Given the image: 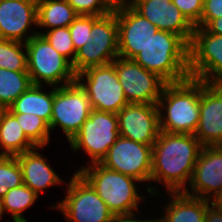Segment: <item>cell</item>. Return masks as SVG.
<instances>
[{
    "label": "cell",
    "instance_id": "1",
    "mask_svg": "<svg viewBox=\"0 0 222 222\" xmlns=\"http://www.w3.org/2000/svg\"><path fill=\"white\" fill-rule=\"evenodd\" d=\"M202 147L194 134L161 131L152 146L150 179V185H161H157L158 188L150 186L151 198L158 196L162 185L166 192H184L191 181Z\"/></svg>",
    "mask_w": 222,
    "mask_h": 222
},
{
    "label": "cell",
    "instance_id": "2",
    "mask_svg": "<svg viewBox=\"0 0 222 222\" xmlns=\"http://www.w3.org/2000/svg\"><path fill=\"white\" fill-rule=\"evenodd\" d=\"M201 80L166 83L158 100L160 129L167 133L195 134L200 118Z\"/></svg>",
    "mask_w": 222,
    "mask_h": 222
},
{
    "label": "cell",
    "instance_id": "3",
    "mask_svg": "<svg viewBox=\"0 0 222 222\" xmlns=\"http://www.w3.org/2000/svg\"><path fill=\"white\" fill-rule=\"evenodd\" d=\"M81 165L76 172L93 187L113 215L137 213L141 202H147L139 189L138 184L142 183L137 179L108 169L100 162Z\"/></svg>",
    "mask_w": 222,
    "mask_h": 222
},
{
    "label": "cell",
    "instance_id": "4",
    "mask_svg": "<svg viewBox=\"0 0 222 222\" xmlns=\"http://www.w3.org/2000/svg\"><path fill=\"white\" fill-rule=\"evenodd\" d=\"M133 60L166 83L181 82L189 75V45L178 35L158 30Z\"/></svg>",
    "mask_w": 222,
    "mask_h": 222
},
{
    "label": "cell",
    "instance_id": "5",
    "mask_svg": "<svg viewBox=\"0 0 222 222\" xmlns=\"http://www.w3.org/2000/svg\"><path fill=\"white\" fill-rule=\"evenodd\" d=\"M27 72L33 85L64 86L76 81L72 64L41 34L26 43Z\"/></svg>",
    "mask_w": 222,
    "mask_h": 222
},
{
    "label": "cell",
    "instance_id": "6",
    "mask_svg": "<svg viewBox=\"0 0 222 222\" xmlns=\"http://www.w3.org/2000/svg\"><path fill=\"white\" fill-rule=\"evenodd\" d=\"M117 57L118 24L115 7L104 16H92L88 42L77 50L72 68L77 75L87 68L110 64Z\"/></svg>",
    "mask_w": 222,
    "mask_h": 222
},
{
    "label": "cell",
    "instance_id": "7",
    "mask_svg": "<svg viewBox=\"0 0 222 222\" xmlns=\"http://www.w3.org/2000/svg\"><path fill=\"white\" fill-rule=\"evenodd\" d=\"M66 195L53 204L65 222H111L114 215L93 187L75 171L66 183Z\"/></svg>",
    "mask_w": 222,
    "mask_h": 222
},
{
    "label": "cell",
    "instance_id": "8",
    "mask_svg": "<svg viewBox=\"0 0 222 222\" xmlns=\"http://www.w3.org/2000/svg\"><path fill=\"white\" fill-rule=\"evenodd\" d=\"M119 137L116 113L92 109L89 118L68 142L71 151L83 150L90 156L87 164L101 162Z\"/></svg>",
    "mask_w": 222,
    "mask_h": 222
},
{
    "label": "cell",
    "instance_id": "9",
    "mask_svg": "<svg viewBox=\"0 0 222 222\" xmlns=\"http://www.w3.org/2000/svg\"><path fill=\"white\" fill-rule=\"evenodd\" d=\"M76 81L94 110L117 114L128 104L113 63L87 68L76 75Z\"/></svg>",
    "mask_w": 222,
    "mask_h": 222
},
{
    "label": "cell",
    "instance_id": "10",
    "mask_svg": "<svg viewBox=\"0 0 222 222\" xmlns=\"http://www.w3.org/2000/svg\"><path fill=\"white\" fill-rule=\"evenodd\" d=\"M92 107L84 89L77 81L55 87L50 130H62L68 142L89 118Z\"/></svg>",
    "mask_w": 222,
    "mask_h": 222
},
{
    "label": "cell",
    "instance_id": "11",
    "mask_svg": "<svg viewBox=\"0 0 222 222\" xmlns=\"http://www.w3.org/2000/svg\"><path fill=\"white\" fill-rule=\"evenodd\" d=\"M100 163L144 183V188L150 194L152 146L119 135Z\"/></svg>",
    "mask_w": 222,
    "mask_h": 222
},
{
    "label": "cell",
    "instance_id": "12",
    "mask_svg": "<svg viewBox=\"0 0 222 222\" xmlns=\"http://www.w3.org/2000/svg\"><path fill=\"white\" fill-rule=\"evenodd\" d=\"M189 75L206 83H222V35L195 27L189 45Z\"/></svg>",
    "mask_w": 222,
    "mask_h": 222
},
{
    "label": "cell",
    "instance_id": "13",
    "mask_svg": "<svg viewBox=\"0 0 222 222\" xmlns=\"http://www.w3.org/2000/svg\"><path fill=\"white\" fill-rule=\"evenodd\" d=\"M128 103L158 104L166 82L133 59L117 57L113 62Z\"/></svg>",
    "mask_w": 222,
    "mask_h": 222
},
{
    "label": "cell",
    "instance_id": "14",
    "mask_svg": "<svg viewBox=\"0 0 222 222\" xmlns=\"http://www.w3.org/2000/svg\"><path fill=\"white\" fill-rule=\"evenodd\" d=\"M118 24V55L133 59L158 31L148 19L131 5L116 7Z\"/></svg>",
    "mask_w": 222,
    "mask_h": 222
},
{
    "label": "cell",
    "instance_id": "15",
    "mask_svg": "<svg viewBox=\"0 0 222 222\" xmlns=\"http://www.w3.org/2000/svg\"><path fill=\"white\" fill-rule=\"evenodd\" d=\"M119 135L153 146L161 129L158 106L128 103L117 113Z\"/></svg>",
    "mask_w": 222,
    "mask_h": 222
},
{
    "label": "cell",
    "instance_id": "16",
    "mask_svg": "<svg viewBox=\"0 0 222 222\" xmlns=\"http://www.w3.org/2000/svg\"><path fill=\"white\" fill-rule=\"evenodd\" d=\"M34 28L37 29V0L0 2V39L26 43L38 34Z\"/></svg>",
    "mask_w": 222,
    "mask_h": 222
},
{
    "label": "cell",
    "instance_id": "17",
    "mask_svg": "<svg viewBox=\"0 0 222 222\" xmlns=\"http://www.w3.org/2000/svg\"><path fill=\"white\" fill-rule=\"evenodd\" d=\"M222 187V146H203L185 194L211 201Z\"/></svg>",
    "mask_w": 222,
    "mask_h": 222
},
{
    "label": "cell",
    "instance_id": "18",
    "mask_svg": "<svg viewBox=\"0 0 222 222\" xmlns=\"http://www.w3.org/2000/svg\"><path fill=\"white\" fill-rule=\"evenodd\" d=\"M194 135L202 146H222V83L201 81L200 118Z\"/></svg>",
    "mask_w": 222,
    "mask_h": 222
},
{
    "label": "cell",
    "instance_id": "19",
    "mask_svg": "<svg viewBox=\"0 0 222 222\" xmlns=\"http://www.w3.org/2000/svg\"><path fill=\"white\" fill-rule=\"evenodd\" d=\"M130 5L158 30L174 33L190 45L195 27L172 0H134Z\"/></svg>",
    "mask_w": 222,
    "mask_h": 222
},
{
    "label": "cell",
    "instance_id": "20",
    "mask_svg": "<svg viewBox=\"0 0 222 222\" xmlns=\"http://www.w3.org/2000/svg\"><path fill=\"white\" fill-rule=\"evenodd\" d=\"M44 148L46 147L37 146L16 156L22 169L23 184L31 188L38 196L45 193V190L51 186L65 184L57 171L55 172L46 161V156L38 152Z\"/></svg>",
    "mask_w": 222,
    "mask_h": 222
},
{
    "label": "cell",
    "instance_id": "21",
    "mask_svg": "<svg viewBox=\"0 0 222 222\" xmlns=\"http://www.w3.org/2000/svg\"><path fill=\"white\" fill-rule=\"evenodd\" d=\"M168 198L163 199L161 206L164 214L155 217L156 222H205L208 200L193 197L184 192H167ZM166 204V205H165Z\"/></svg>",
    "mask_w": 222,
    "mask_h": 222
},
{
    "label": "cell",
    "instance_id": "22",
    "mask_svg": "<svg viewBox=\"0 0 222 222\" xmlns=\"http://www.w3.org/2000/svg\"><path fill=\"white\" fill-rule=\"evenodd\" d=\"M44 87V89H43ZM48 92L44 85H32L7 109L10 113L33 114L50 124L54 99V86ZM45 90V91H43Z\"/></svg>",
    "mask_w": 222,
    "mask_h": 222
},
{
    "label": "cell",
    "instance_id": "23",
    "mask_svg": "<svg viewBox=\"0 0 222 222\" xmlns=\"http://www.w3.org/2000/svg\"><path fill=\"white\" fill-rule=\"evenodd\" d=\"M37 147L24 133L17 119L7 110L0 111V155L17 156Z\"/></svg>",
    "mask_w": 222,
    "mask_h": 222
},
{
    "label": "cell",
    "instance_id": "24",
    "mask_svg": "<svg viewBox=\"0 0 222 222\" xmlns=\"http://www.w3.org/2000/svg\"><path fill=\"white\" fill-rule=\"evenodd\" d=\"M78 16L66 0H37V28L68 27Z\"/></svg>",
    "mask_w": 222,
    "mask_h": 222
},
{
    "label": "cell",
    "instance_id": "25",
    "mask_svg": "<svg viewBox=\"0 0 222 222\" xmlns=\"http://www.w3.org/2000/svg\"><path fill=\"white\" fill-rule=\"evenodd\" d=\"M38 197L39 196L25 184L14 187L1 198L2 214L10 213L12 216L11 222H28L22 213L34 205Z\"/></svg>",
    "mask_w": 222,
    "mask_h": 222
},
{
    "label": "cell",
    "instance_id": "26",
    "mask_svg": "<svg viewBox=\"0 0 222 222\" xmlns=\"http://www.w3.org/2000/svg\"><path fill=\"white\" fill-rule=\"evenodd\" d=\"M32 85L27 71H12L0 68V107L8 109Z\"/></svg>",
    "mask_w": 222,
    "mask_h": 222
},
{
    "label": "cell",
    "instance_id": "27",
    "mask_svg": "<svg viewBox=\"0 0 222 222\" xmlns=\"http://www.w3.org/2000/svg\"><path fill=\"white\" fill-rule=\"evenodd\" d=\"M19 122L25 135L38 147H46L50 143L52 133L49 124L33 114L11 113Z\"/></svg>",
    "mask_w": 222,
    "mask_h": 222
},
{
    "label": "cell",
    "instance_id": "28",
    "mask_svg": "<svg viewBox=\"0 0 222 222\" xmlns=\"http://www.w3.org/2000/svg\"><path fill=\"white\" fill-rule=\"evenodd\" d=\"M0 68L12 71H27L25 43L0 39Z\"/></svg>",
    "mask_w": 222,
    "mask_h": 222
},
{
    "label": "cell",
    "instance_id": "29",
    "mask_svg": "<svg viewBox=\"0 0 222 222\" xmlns=\"http://www.w3.org/2000/svg\"><path fill=\"white\" fill-rule=\"evenodd\" d=\"M23 184L22 169L16 156L0 155V199Z\"/></svg>",
    "mask_w": 222,
    "mask_h": 222
},
{
    "label": "cell",
    "instance_id": "30",
    "mask_svg": "<svg viewBox=\"0 0 222 222\" xmlns=\"http://www.w3.org/2000/svg\"><path fill=\"white\" fill-rule=\"evenodd\" d=\"M38 34L43 35L59 54L73 64L77 51L74 48L68 27L53 28L45 32H38Z\"/></svg>",
    "mask_w": 222,
    "mask_h": 222
},
{
    "label": "cell",
    "instance_id": "31",
    "mask_svg": "<svg viewBox=\"0 0 222 222\" xmlns=\"http://www.w3.org/2000/svg\"><path fill=\"white\" fill-rule=\"evenodd\" d=\"M78 15L104 16L114 8L107 0H66Z\"/></svg>",
    "mask_w": 222,
    "mask_h": 222
},
{
    "label": "cell",
    "instance_id": "32",
    "mask_svg": "<svg viewBox=\"0 0 222 222\" xmlns=\"http://www.w3.org/2000/svg\"><path fill=\"white\" fill-rule=\"evenodd\" d=\"M68 28L74 48L77 51L88 42L92 29V15H78Z\"/></svg>",
    "mask_w": 222,
    "mask_h": 222
},
{
    "label": "cell",
    "instance_id": "33",
    "mask_svg": "<svg viewBox=\"0 0 222 222\" xmlns=\"http://www.w3.org/2000/svg\"><path fill=\"white\" fill-rule=\"evenodd\" d=\"M172 3L194 27L200 22L204 0H172Z\"/></svg>",
    "mask_w": 222,
    "mask_h": 222
},
{
    "label": "cell",
    "instance_id": "34",
    "mask_svg": "<svg viewBox=\"0 0 222 222\" xmlns=\"http://www.w3.org/2000/svg\"><path fill=\"white\" fill-rule=\"evenodd\" d=\"M222 17V0H204L200 22L195 27H206L213 19Z\"/></svg>",
    "mask_w": 222,
    "mask_h": 222
},
{
    "label": "cell",
    "instance_id": "35",
    "mask_svg": "<svg viewBox=\"0 0 222 222\" xmlns=\"http://www.w3.org/2000/svg\"><path fill=\"white\" fill-rule=\"evenodd\" d=\"M139 214L140 213H138V214L133 213V214H129V215H114L111 222H156V219L153 217L151 219H150V217L144 218L141 215L137 216ZM137 217H139V218H137ZM140 217H142V218H140Z\"/></svg>",
    "mask_w": 222,
    "mask_h": 222
},
{
    "label": "cell",
    "instance_id": "36",
    "mask_svg": "<svg viewBox=\"0 0 222 222\" xmlns=\"http://www.w3.org/2000/svg\"><path fill=\"white\" fill-rule=\"evenodd\" d=\"M205 222H222V208L210 203L207 206Z\"/></svg>",
    "mask_w": 222,
    "mask_h": 222
},
{
    "label": "cell",
    "instance_id": "37",
    "mask_svg": "<svg viewBox=\"0 0 222 222\" xmlns=\"http://www.w3.org/2000/svg\"><path fill=\"white\" fill-rule=\"evenodd\" d=\"M205 29L211 34L222 35V17L213 19Z\"/></svg>",
    "mask_w": 222,
    "mask_h": 222
},
{
    "label": "cell",
    "instance_id": "38",
    "mask_svg": "<svg viewBox=\"0 0 222 222\" xmlns=\"http://www.w3.org/2000/svg\"><path fill=\"white\" fill-rule=\"evenodd\" d=\"M113 8L122 6V5H130L134 0H107Z\"/></svg>",
    "mask_w": 222,
    "mask_h": 222
},
{
    "label": "cell",
    "instance_id": "39",
    "mask_svg": "<svg viewBox=\"0 0 222 222\" xmlns=\"http://www.w3.org/2000/svg\"><path fill=\"white\" fill-rule=\"evenodd\" d=\"M213 205L222 208V187L216 196L210 201Z\"/></svg>",
    "mask_w": 222,
    "mask_h": 222
},
{
    "label": "cell",
    "instance_id": "40",
    "mask_svg": "<svg viewBox=\"0 0 222 222\" xmlns=\"http://www.w3.org/2000/svg\"><path fill=\"white\" fill-rule=\"evenodd\" d=\"M3 214H2V208H1V199H0V220L2 221L3 218Z\"/></svg>",
    "mask_w": 222,
    "mask_h": 222
}]
</instances>
